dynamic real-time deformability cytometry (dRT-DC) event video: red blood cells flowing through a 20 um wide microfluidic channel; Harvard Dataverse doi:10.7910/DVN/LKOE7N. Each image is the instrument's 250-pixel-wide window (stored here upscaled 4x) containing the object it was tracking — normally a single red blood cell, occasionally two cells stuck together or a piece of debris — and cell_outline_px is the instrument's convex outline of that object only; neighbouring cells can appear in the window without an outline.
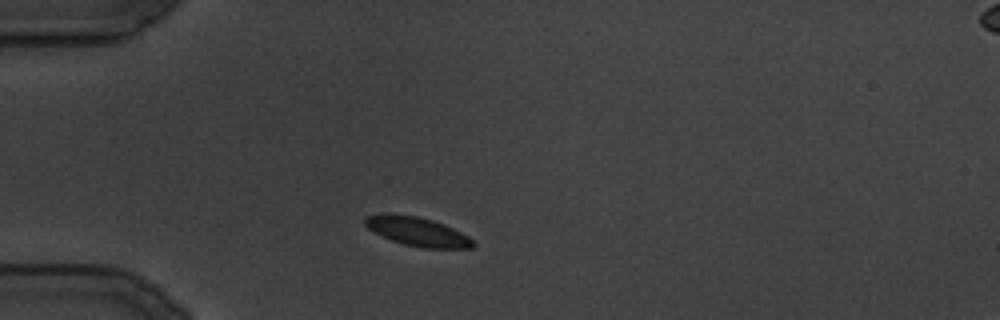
{"species": "common noctule bat (a hibernating species)", "species_latin": "Nyctalus noctula", "temperature_condition": "cold", "stored_images_in_passage": 94, "camera_frame_rate_fps": 3000, "um_per_image_px": 0.085, "animal": {"sex": "male", "body_mass_g": 19.5, "forearm_length_mm": 54.6}, "frame": {"image": 1, "passage_image": 1, "time_ms": 0.0, "image_size_px": [1000, 320], "cell_outline_px": [[476, 244], [472, 248], [424, 248], [404, 244], [380, 236], [368, 228], [364, 224], [364, 216], [380, 212], [392, 212], [416, 216], [432, 220], [444, 224], [468, 236]], "centroid_in_image_um": [35.4, 19.65], "position_along_channel_um": 49.6, "area_um2": 18.5}}
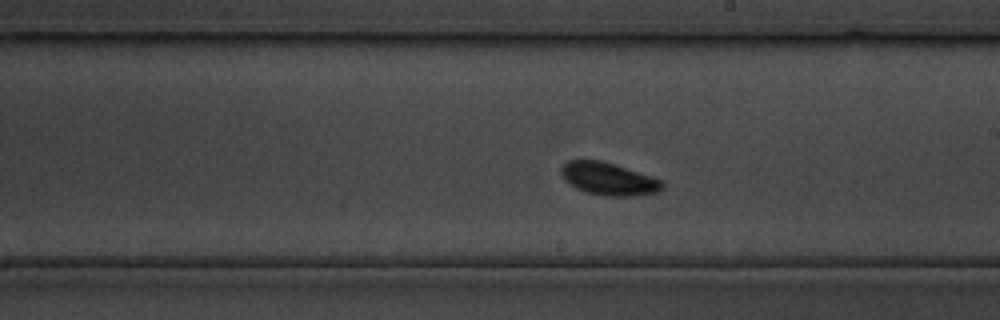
{"frame": {"image": 2, "passage_image": 40, "time_ms": 13.0, "image_size_px": [1000, 320], "cell_outline_px": [[664, 188], [656, 192], [636, 196], [608, 196], [588, 192], [576, 188], [564, 180], [560, 172], [560, 168], [568, 160], [600, 160], [652, 176], [664, 180]], "centroid_in_image_um": [51.74, 15.2], "position_along_channel_um": 237.3, "area_um2": 19.19}}
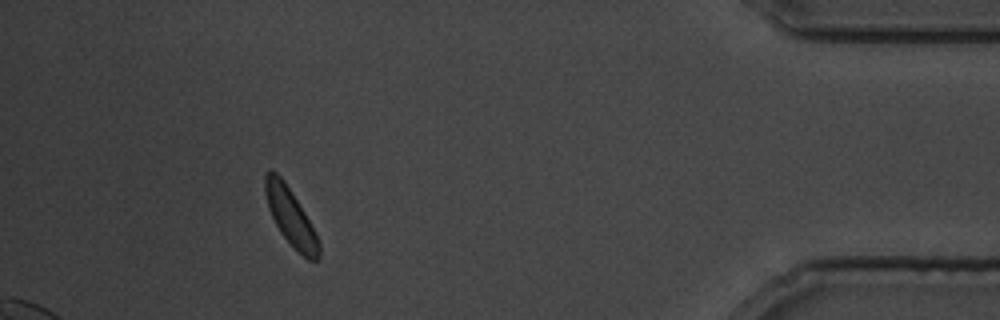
{"frame": {"image": 3, "passage_image": 82, "time_ms": 27.0, "image_size_px": [1000, 320], "cell_outline_px": [[320, 256], [316, 260], [308, 260], [280, 232], [268, 208], [264, 192], [264, 176], [268, 168], [272, 168], [284, 180], [292, 192], [316, 232], [320, 244]], "centroid_in_image_um": [24.68, 18.37], "position_along_channel_um": 410.5, "area_um2": 17.8}}